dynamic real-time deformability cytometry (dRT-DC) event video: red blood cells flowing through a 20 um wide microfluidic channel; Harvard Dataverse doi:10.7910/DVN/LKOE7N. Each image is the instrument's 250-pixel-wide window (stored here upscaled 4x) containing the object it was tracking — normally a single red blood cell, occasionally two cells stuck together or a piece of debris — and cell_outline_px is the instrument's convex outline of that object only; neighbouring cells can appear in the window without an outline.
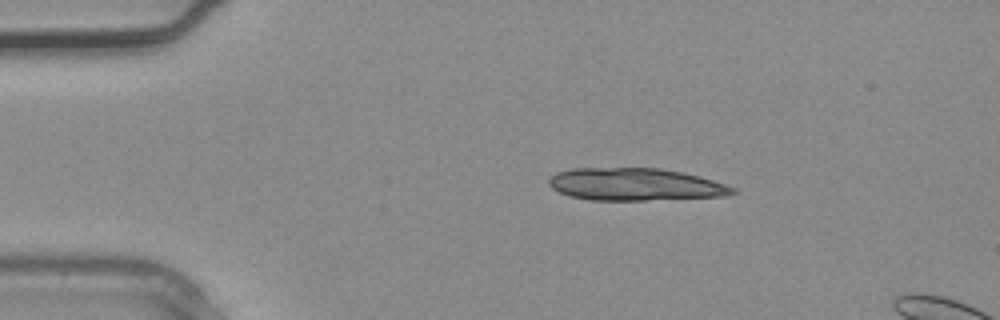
{"species": "common noctule bat (a hibernating species)", "species_latin": "Nyctalus noctula", "temperature_condition": "warm", "stored_images_in_passage": 2, "camera_frame_rate_fps": 3000, "um_per_image_px": 0.085, "animal": {"sex": "male", "body_mass_g": 20.4}, "frame": {"image": 1, "passage_image": 1, "time_ms": 0.0, "image_size_px": [1000, 320], "cell_outline_px": [[740, 192], [724, 196], [644, 200], [592, 200], [572, 196], [560, 192], [552, 188], [548, 184], [548, 180], [556, 172], [572, 168], [660, 168], [700, 176], [736, 188]], "centroid_in_image_um": [54.0, 15.67], "position_along_channel_um": 31.0, "area_um2": 34.62}}